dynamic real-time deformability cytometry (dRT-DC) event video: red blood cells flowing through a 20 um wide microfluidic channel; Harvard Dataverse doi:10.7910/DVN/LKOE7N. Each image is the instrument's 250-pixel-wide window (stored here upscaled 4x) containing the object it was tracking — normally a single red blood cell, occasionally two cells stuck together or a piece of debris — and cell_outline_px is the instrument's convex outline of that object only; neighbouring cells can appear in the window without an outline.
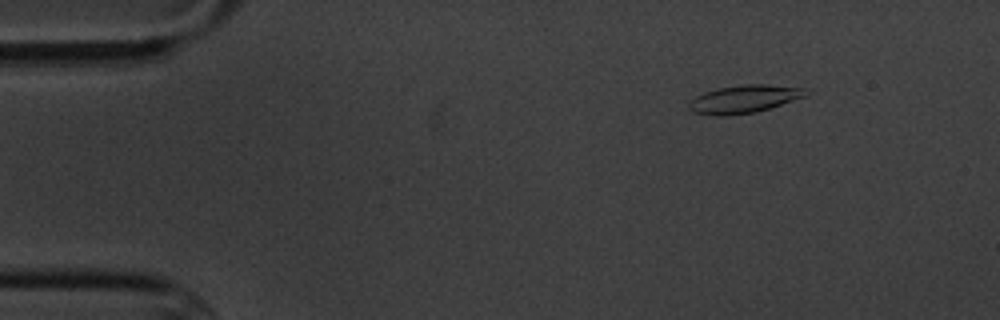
{"species": "common noctule bat (a hibernating species)", "species_latin": "Nyctalus noctula", "temperature_condition": "cold", "stored_images_in_passage": 7, "camera_frame_rate_fps": 3000, "um_per_image_px": 0.085, "animal": {"sex": "male", "body_mass_g": 20.1, "forearm_length_mm": 53.5}, "frame": {"image": 1, "passage_image": 2, "time_ms": 1.333, "image_size_px": [1000, 320], "cell_outline_px": [[812, 92], [804, 96], [756, 112], [728, 116], [712, 116], [692, 112], [688, 108], [688, 100], [704, 92], [716, 88], [744, 84], [768, 84], [804, 88]], "centroid_in_image_um": [63.18, 8.42], "position_along_channel_um": 21.8, "area_um2": 19.19}}
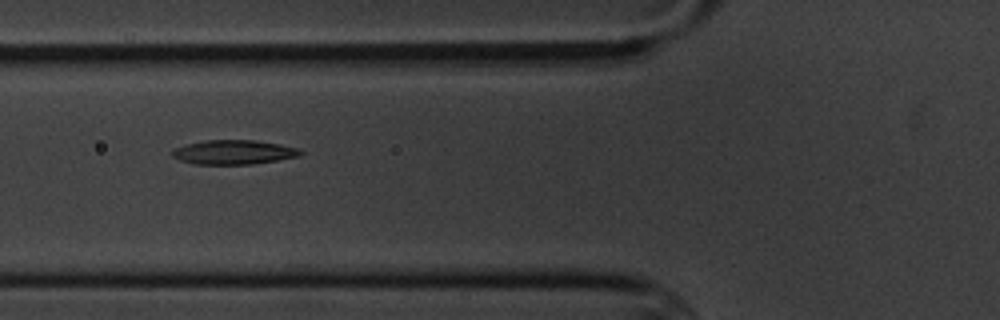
{"frame": {"image": 2, "passage_image": 6, "time_ms": 6.0, "image_size_px": [1000, 320], "cell_outline_px": [[304, 152], [296, 156], [276, 160], [252, 164], [192, 164], [180, 160], [172, 156], [172, 152], [176, 148], [188, 144], [204, 140], [256, 140], [280, 144], [300, 148]], "centroid_in_image_um": [19.87, 12.93], "position_along_channel_um": 105.9, "area_um2": 18.03}}
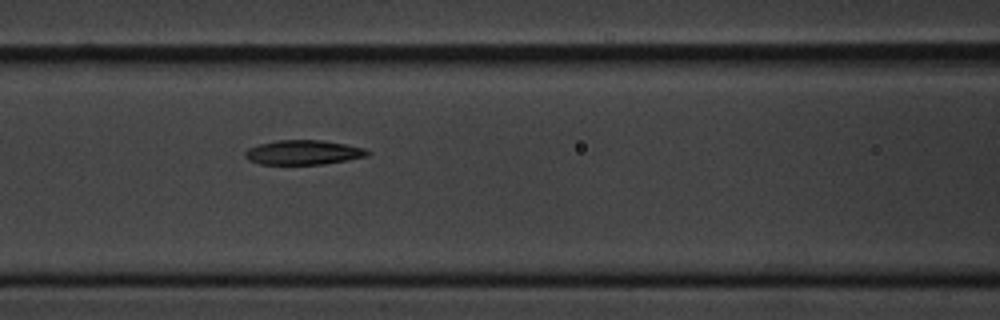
{"frame": {"image": 3, "passage_image": 7, "time_ms": 7.0, "image_size_px": [1000, 320], "cell_outline_px": [[372, 152], [368, 156], [348, 160], [324, 164], [260, 164], [248, 160], [244, 156], [244, 152], [248, 148], [260, 144], [276, 140], [324, 140], [364, 148]], "centroid_in_image_um": [25.79, 12.95], "position_along_channel_um": 140.8, "area_um2": 17.57}}